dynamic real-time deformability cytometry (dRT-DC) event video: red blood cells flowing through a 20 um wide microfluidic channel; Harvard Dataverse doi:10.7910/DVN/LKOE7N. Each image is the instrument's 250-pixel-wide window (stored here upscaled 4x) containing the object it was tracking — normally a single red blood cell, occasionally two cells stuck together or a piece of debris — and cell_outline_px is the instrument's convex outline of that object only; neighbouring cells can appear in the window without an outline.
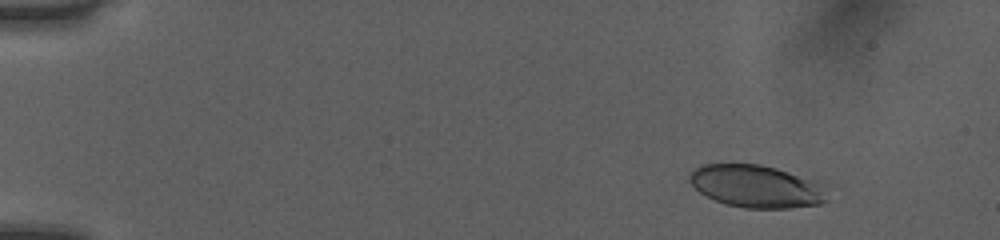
{"species": "human", "species_latin": "Homo sapiens", "temperature_condition": "room temperature", "stored_images_in_passage": 51, "camera_frame_rate_fps": 3000, "um_per_image_px": 0.085, "donor": {"sex": "female"}, "frame": {"image": 1, "passage_image": 6, "time_ms": 1.667, "image_size_px": [1000, 240], "cell_outline_px": [[828, 200], [820, 204], [788, 208], [744, 208], [724, 204], [700, 192], [688, 180], [688, 176], [696, 168], [704, 164], [760, 164], [776, 168], [788, 172], [812, 184]], "centroid_in_image_um": [64.12, 15.85], "position_along_channel_um": 20.9, "area_um2": 32.77}}
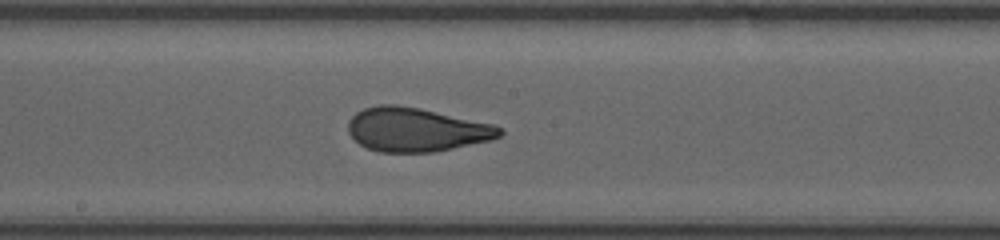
{"frame": {"image": 2, "passage_image": 29, "time_ms": 9.333, "image_size_px": [1000, 240], "cell_outline_px": [[504, 132], [500, 136], [492, 140], [436, 152], [380, 152], [368, 148], [360, 144], [348, 132], [348, 120], [356, 112], [364, 108], [380, 104], [396, 104], [420, 108], [496, 124]], "centroid_in_image_um": [35.41, 11.01], "position_along_channel_um": 212.8, "area_um2": 39.02}}
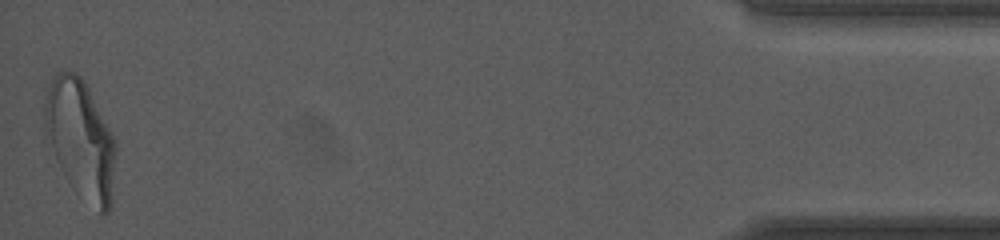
{"frame": {"image": 3, "passage_image": 51, "time_ms": 16.667, "image_size_px": [1000, 240], "cell_outline_px": [[116, 148], [112, 200], [108, 212], [104, 216], [100, 216], [60, 164], [56, 156], [44, 124], [44, 104], [52, 76], [56, 72], [76, 72], [84, 80], [116, 140]], "centroid_in_image_um": [6.9, 11.76], "position_along_channel_um": 428.3, "area_um2": 47.51}, "authors_computed_cell_mechanics": {"area_um2": 38.3214, "velocity_mm_per_s": 4.0457, "shape_relaxation_time_tau1_ms": 6.0693, "shape_relaxation_time_tau2_ms": 0.7444, "deformation_change_tau1": 0.1988, "deformation_change_tau2": 0.0723}}